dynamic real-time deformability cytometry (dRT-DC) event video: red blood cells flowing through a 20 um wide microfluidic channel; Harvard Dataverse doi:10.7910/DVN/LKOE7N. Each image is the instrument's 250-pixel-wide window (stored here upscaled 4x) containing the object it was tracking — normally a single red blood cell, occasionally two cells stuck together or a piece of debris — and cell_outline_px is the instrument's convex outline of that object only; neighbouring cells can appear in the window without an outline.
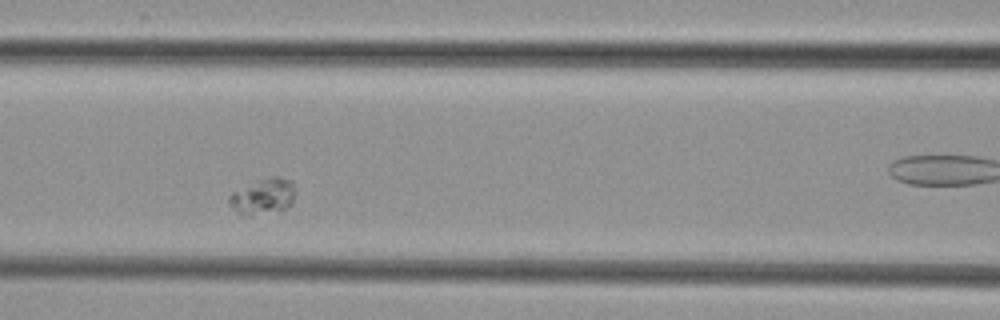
{"species": "common noctule bat (a hibernating species)", "species_latin": "Nyctalus noctula", "temperature_condition": "cold", "stored_images_in_passage": 9, "camera_frame_rate_fps": 3000, "um_per_image_px": 0.085, "animal": {"sex": "female", "body_mass_g": 29.2, "forearm_length_mm": 56.3}, "frame": {"image": 1, "passage_image": 6, "time_ms": 5.667, "image_size_px": [1000, 320], "cell_outline_px": [[292, 204], [284, 208], [252, 216], [240, 216], [228, 204], [228, 196], [232, 192], [260, 180], [272, 176], [280, 176], [292, 180]], "centroid_in_image_um": [22.29, 16.71], "position_along_channel_um": 144.3, "area_um2": 13.58}}
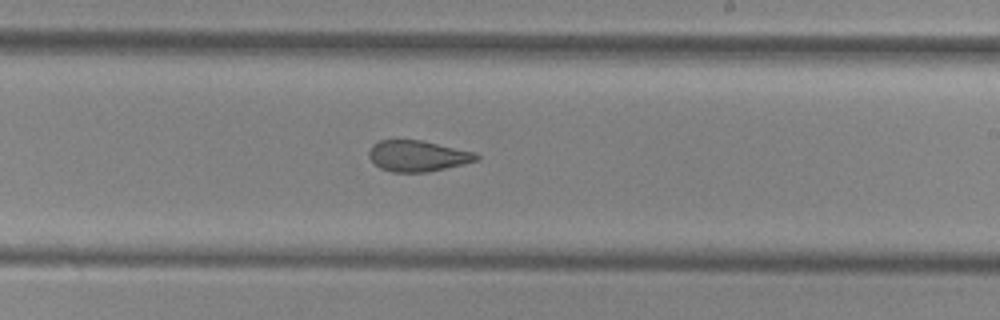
{"frame": {"image": 2, "passage_image": 9, "time_ms": 10.0, "image_size_px": [1000, 320], "cell_outline_px": [[480, 160], [464, 164], [428, 172], [392, 172], [380, 168], [368, 156], [368, 152], [372, 144], [380, 140], [420, 140], [476, 152], [480, 156]], "centroid_in_image_um": [35.52, 13.26], "position_along_channel_um": 253.5, "area_um2": 19.48}}